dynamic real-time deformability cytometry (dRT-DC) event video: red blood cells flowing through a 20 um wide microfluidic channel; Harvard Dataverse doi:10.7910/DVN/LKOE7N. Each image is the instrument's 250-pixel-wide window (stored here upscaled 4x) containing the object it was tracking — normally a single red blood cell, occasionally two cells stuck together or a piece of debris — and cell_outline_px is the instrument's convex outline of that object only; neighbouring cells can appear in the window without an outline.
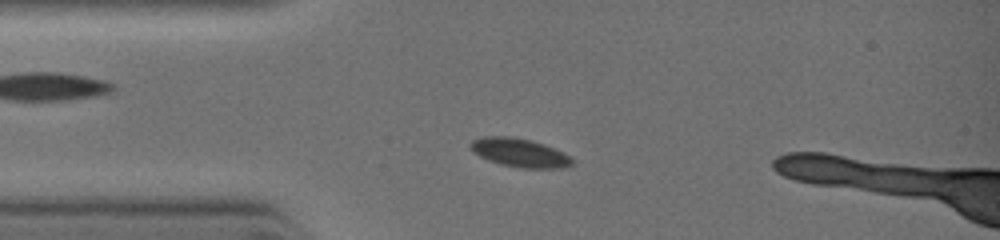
{"species": "common noctule bat (a hibernating species)", "species_latin": "Nyctalus noctula", "temperature_condition": "warm", "stored_images_in_passage": 17, "camera_frame_rate_fps": 3000, "um_per_image_px": 0.085, "animal": {"sex": "female", "body_mass_g": 19.0, "forearm_length_mm": 51.5}, "frame": {"image": 1, "passage_image": 4, "time_ms": 1.333, "image_size_px": [1000, 240], "cell_outline_px": [[572, 164], [564, 168], [520, 168], [500, 164], [488, 160], [480, 156], [468, 144], [472, 140], [484, 136], [504, 136], [532, 140], [544, 144], [568, 156], [572, 160]], "centroid_in_image_um": [44.14, 12.98], "position_along_channel_um": 40.9, "area_um2": 16.65}}
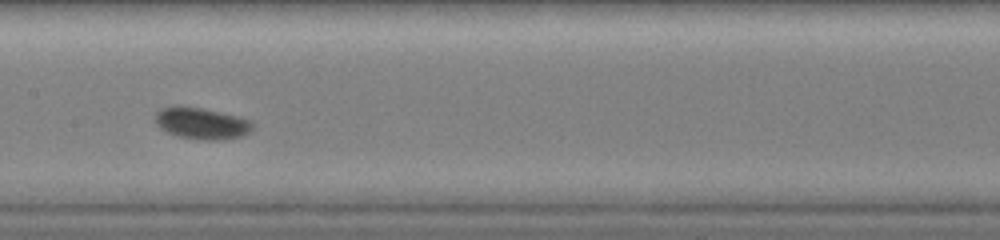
{"frame": {"image": 2, "passage_image": 11, "time_ms": 4.333, "image_size_px": [1000, 240], "cell_outline_px": [[252, 128], [244, 136], [220, 140], [200, 140], [180, 136], [168, 132], [160, 128], [156, 124], [156, 112], [160, 108], [200, 108], [236, 116], [248, 120], [252, 124]], "centroid_in_image_um": [17.15, 10.52], "position_along_channel_um": 190.3, "area_um2": 17.22}}
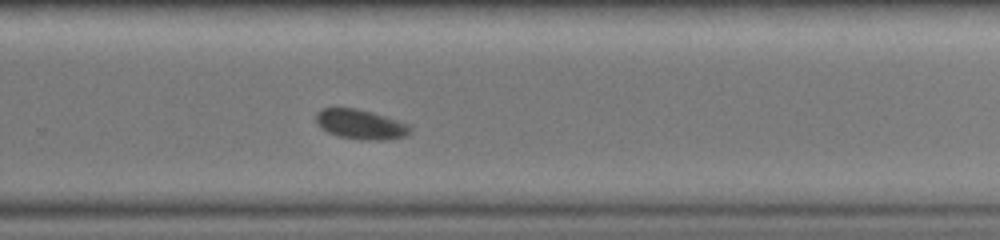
{"frame": {"image": 3, "passage_image": 17, "time_ms": 6.333, "image_size_px": [1000, 240], "cell_outline_px": [[412, 128], [404, 136], [384, 140], [360, 140], [340, 136], [328, 132], [320, 128], [316, 124], [316, 112], [324, 108], [356, 108], [372, 112], [408, 124]], "centroid_in_image_um": [30.61, 10.57], "position_along_channel_um": 299.2, "area_um2": 16.18}}